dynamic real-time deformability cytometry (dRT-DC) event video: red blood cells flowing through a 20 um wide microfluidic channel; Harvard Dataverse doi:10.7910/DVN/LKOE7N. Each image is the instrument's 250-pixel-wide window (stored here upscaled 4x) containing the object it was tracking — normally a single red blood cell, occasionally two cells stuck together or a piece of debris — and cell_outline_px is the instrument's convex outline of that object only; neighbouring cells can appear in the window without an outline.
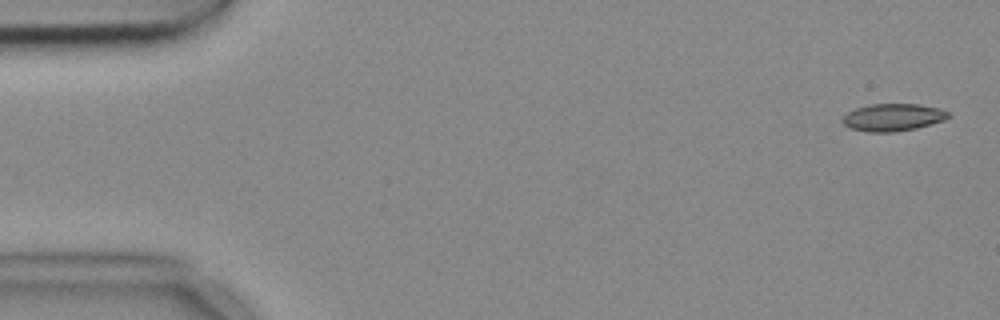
{"species": "common noctule bat (a hibernating species)", "species_latin": "Nyctalus noctula", "temperature_condition": "cold", "stored_images_in_passage": 4, "camera_frame_rate_fps": 3000, "um_per_image_px": 0.085, "animal": {"sex": "female", "body_mass_g": 18.4}, "frame": {"image": 1, "passage_image": 1, "time_ms": 0.0, "image_size_px": [1000, 320], "cell_outline_px": [[952, 116], [944, 120], [916, 128], [892, 132], [868, 132], [848, 128], [840, 120], [848, 112], [856, 108], [868, 104], [920, 104], [940, 108], [948, 112]], "centroid_in_image_um": [75.89, 9.97], "position_along_channel_um": 9.1, "area_um2": 16.99}}
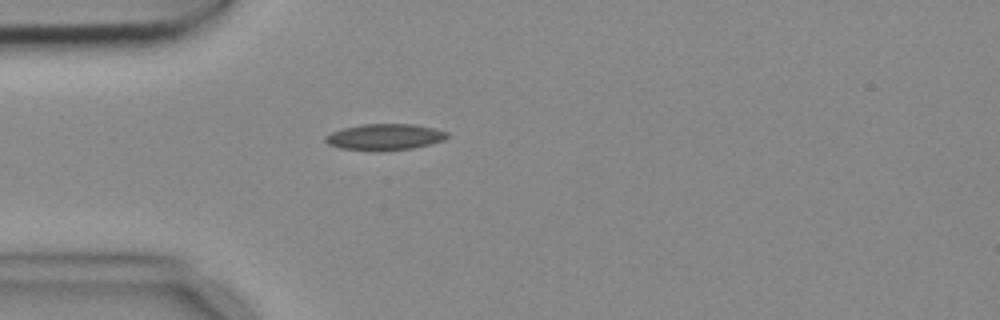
{"frame": {"image": 2, "passage_image": 4, "time_ms": 1.0, "image_size_px": [1000, 320], "cell_outline_px": [[448, 136], [444, 140], [432, 144], [412, 148], [340, 148], [328, 144], [324, 140], [324, 136], [332, 132], [344, 128], [360, 124], [412, 124], [432, 128], [448, 132]], "centroid_in_image_um": [32.72, 11.59], "position_along_channel_um": 52.3, "area_um2": 17.74}}